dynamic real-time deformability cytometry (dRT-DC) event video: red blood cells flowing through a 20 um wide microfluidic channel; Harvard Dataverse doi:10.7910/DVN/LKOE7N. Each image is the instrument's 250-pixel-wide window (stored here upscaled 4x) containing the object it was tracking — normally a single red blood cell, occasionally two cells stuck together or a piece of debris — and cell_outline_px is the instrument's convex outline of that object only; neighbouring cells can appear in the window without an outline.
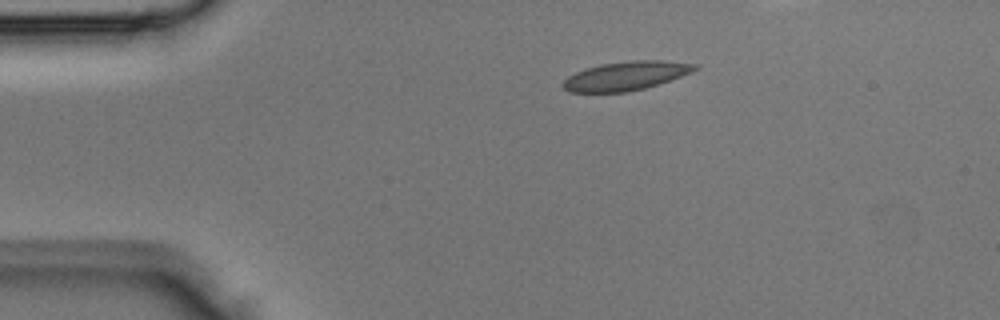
{"species": "Egyptian fruit bat (a non-hibernating species)", "species_latin": "Rousettus aegyptiacus", "temperature_condition": "room temperature", "stored_images_in_passage": 3, "segment_of_instrument_passage": [1, 2], "camera_frame_rate_fps": 3000, "um_per_image_px": 0.085, "animal": {"sex": "male"}, "frame": {"image": 1, "passage_image": 1, "time_ms": 0.0, "image_size_px": [1000, 320], "cell_outline_px": [[700, 68], [692, 72], [644, 88], [628, 92], [568, 92], [560, 84], [568, 76], [576, 72], [600, 64], [632, 60], [660, 60], [700, 64]], "centroid_in_image_um": [53.2, 6.44], "position_along_channel_um": 31.8, "area_um2": 22.08}}